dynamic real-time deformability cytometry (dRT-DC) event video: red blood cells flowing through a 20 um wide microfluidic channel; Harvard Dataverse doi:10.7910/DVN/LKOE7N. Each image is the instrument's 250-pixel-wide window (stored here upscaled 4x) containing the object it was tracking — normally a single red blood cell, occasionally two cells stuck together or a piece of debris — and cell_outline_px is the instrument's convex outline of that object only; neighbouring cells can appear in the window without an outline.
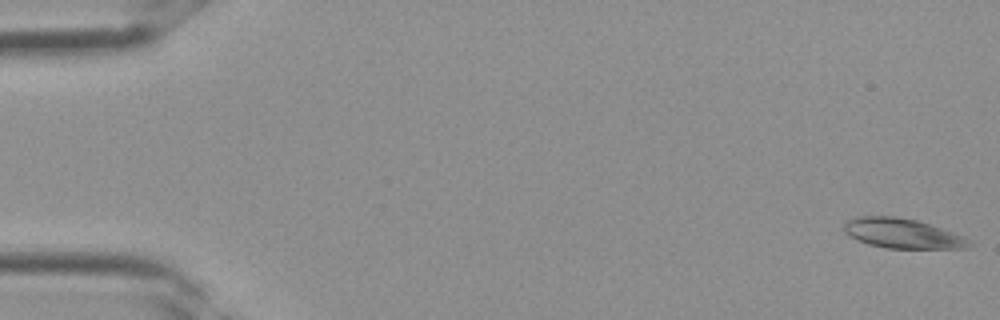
{"species": "Egyptian fruit bat (a non-hibernating species)", "species_latin": "Rousettus aegyptiacus", "temperature_condition": "room temperature", "stored_images_in_passage": 4, "camera_frame_rate_fps": 3000, "um_per_image_px": 0.085, "frame": {"image": 1, "passage_image": 1, "time_ms": 0.0, "image_size_px": [1000, 320], "cell_outline_px": [[976, 244], [968, 248], [884, 248], [868, 244], [848, 236], [844, 232], [844, 220], [856, 216], [896, 216], [916, 220], [952, 232]], "centroid_in_image_um": [76.64, 19.84], "position_along_channel_um": 8.4, "area_um2": 21.73}}